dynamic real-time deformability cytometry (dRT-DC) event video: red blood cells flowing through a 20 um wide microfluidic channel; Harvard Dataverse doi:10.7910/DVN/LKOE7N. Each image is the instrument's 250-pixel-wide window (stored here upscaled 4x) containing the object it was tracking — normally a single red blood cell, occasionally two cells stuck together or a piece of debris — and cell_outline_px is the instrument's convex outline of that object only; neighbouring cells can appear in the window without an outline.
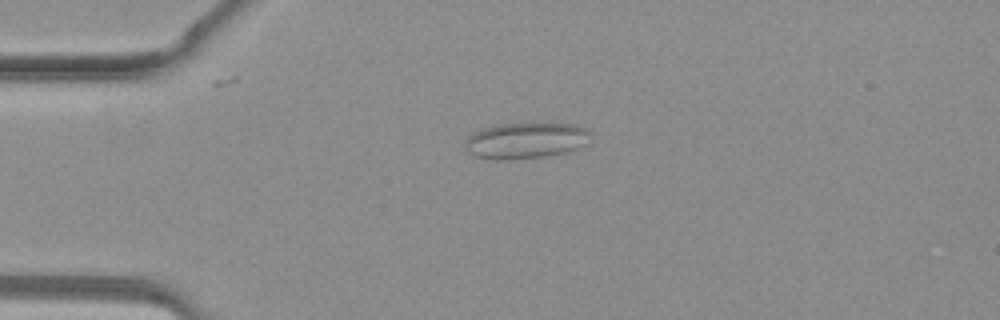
{"species": "common noctule bat (a hibernating species)", "species_latin": "Nyctalus noctula", "temperature_condition": "warm", "stored_images_in_passage": 30, "camera_frame_rate_fps": 3000, "um_per_image_px": 0.085, "animal": {"sex": "female", "body_mass_g": 19.3, "forearm_length_mm": 54.1}, "frame": {"image": 1, "passage_image": 1, "time_ms": 0.0, "image_size_px": [1000, 320], "cell_outline_px": [[592, 136], [588, 144], [564, 152], [544, 156], [508, 160], [492, 160], [476, 156], [468, 152], [464, 148], [464, 140], [472, 132], [484, 128], [500, 124], [576, 124], [588, 128], [592, 132]], "centroid_in_image_um": [44.69, 11.95], "position_along_channel_um": 40.3, "area_um2": 26.59}}
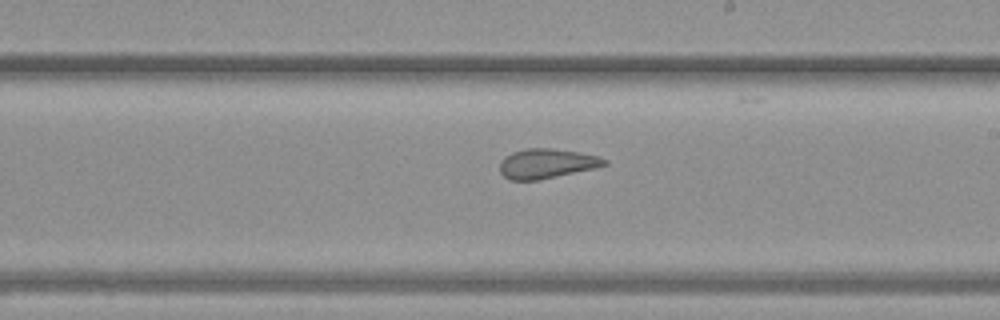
{"frame": {"image": 2, "passage_image": 14, "time_ms": 4.333, "image_size_px": [1000, 320], "cell_outline_px": [[608, 164], [592, 168], [540, 180], [508, 180], [500, 172], [500, 160], [504, 156], [512, 152], [528, 148], [552, 148], [580, 152], [600, 156], [608, 160]], "centroid_in_image_um": [46.44, 13.89], "position_along_channel_um": 242.6, "area_um2": 18.15}}
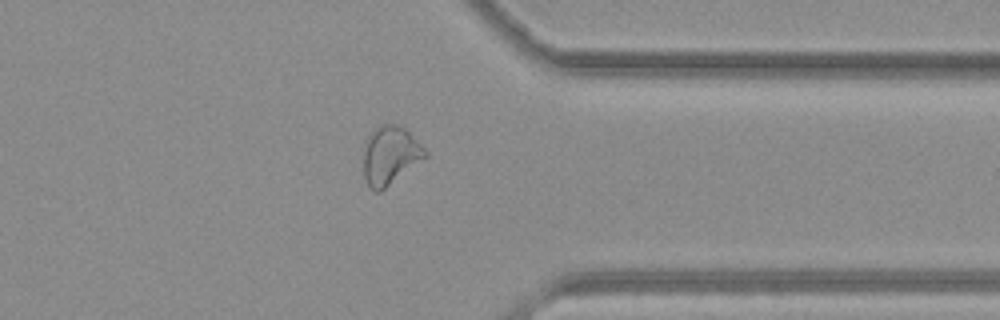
{"frame": {"image": 3, "passage_image": 22, "time_ms": 7.0, "image_size_px": [1000, 320], "cell_outline_px": [[428, 156], [380, 192], [376, 192], [368, 188], [364, 176], [364, 148], [368, 136], [380, 124], [396, 124], [404, 128], [428, 152]], "centroid_in_image_um": [33.15, 13.23], "position_along_channel_um": 378.2, "area_um2": 20.87}}